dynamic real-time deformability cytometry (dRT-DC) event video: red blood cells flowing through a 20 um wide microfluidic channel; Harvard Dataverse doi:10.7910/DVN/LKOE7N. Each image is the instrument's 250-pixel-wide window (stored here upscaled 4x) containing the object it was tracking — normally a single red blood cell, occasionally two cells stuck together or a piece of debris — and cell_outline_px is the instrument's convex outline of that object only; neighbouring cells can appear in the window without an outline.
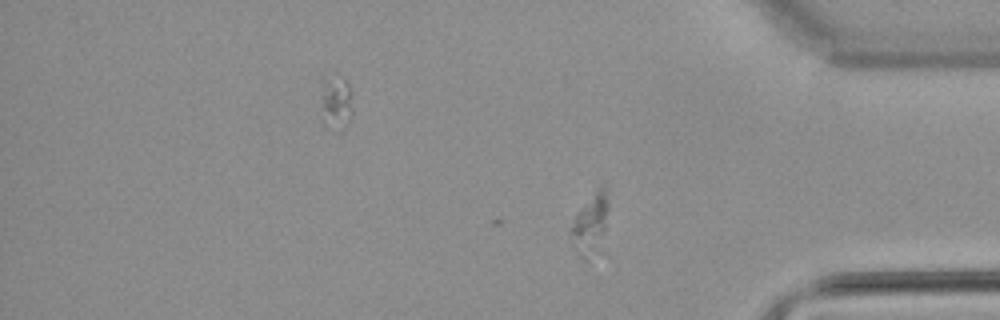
{"species": "common noctule bat (a hibernating species)", "species_latin": "Nyctalus noctula", "temperature_condition": "warm", "stored_images_in_passage": 46, "camera_frame_rate_fps": 3000, "um_per_image_px": 0.085, "animal": {"sex": "male", "body_mass_g": 21.5, "forearm_length_mm": 52.0}, "frame": {"image": 1, "passage_image": 46, "time_ms": 15.0, "image_size_px": [1000, 320], "cell_outline_px": [[608, 208], [604, 252], [592, 252], [568, 232], [576, 216], [600, 184], [604, 184], [608, 204]], "centroid_in_image_um": [50.35, 18.85], "position_along_channel_um": 384.8, "area_um2": 11.91}}